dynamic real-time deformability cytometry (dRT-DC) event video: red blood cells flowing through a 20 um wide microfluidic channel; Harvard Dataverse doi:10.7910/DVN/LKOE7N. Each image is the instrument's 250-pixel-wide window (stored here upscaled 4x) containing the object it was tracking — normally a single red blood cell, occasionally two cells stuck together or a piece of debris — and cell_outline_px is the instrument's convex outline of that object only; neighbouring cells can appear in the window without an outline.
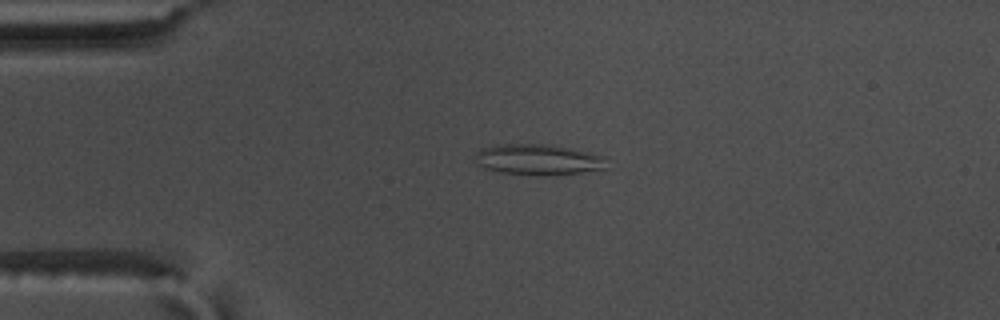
{"species": "common noctule bat (a hibernating species)", "species_latin": "Nyctalus noctula", "temperature_condition": "warm", "stored_images_in_passage": 56, "camera_frame_rate_fps": 3000, "um_per_image_px": 0.085, "animal": {"sex": "male", "body_mass_g": 17.5, "forearm_length_mm": 52.3}, "frame": {"image": 1, "passage_image": 13, "time_ms": 4.0, "image_size_px": [1000, 320], "cell_outline_px": [[608, 156], [604, 168], [556, 176], [536, 176], [500, 172], [484, 168], [476, 160], [476, 152], [480, 148], [496, 144], [552, 144], [572, 148]], "centroid_in_image_um": [45.77, 13.56], "position_along_channel_um": 39.2, "area_um2": 24.04}}
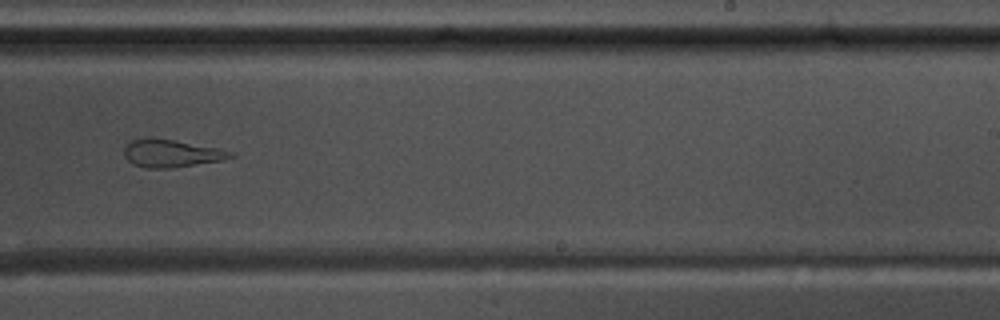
{"frame": {"image": 2, "passage_image": 35, "time_ms": 11.333, "image_size_px": [1000, 320], "cell_outline_px": [[236, 156], [224, 160], [172, 168], [148, 168], [132, 164], [124, 156], [124, 148], [132, 140], [172, 140], [216, 148], [232, 152]], "centroid_in_image_um": [14.59, 13.08], "position_along_channel_um": 274.4, "area_um2": 16.53}}
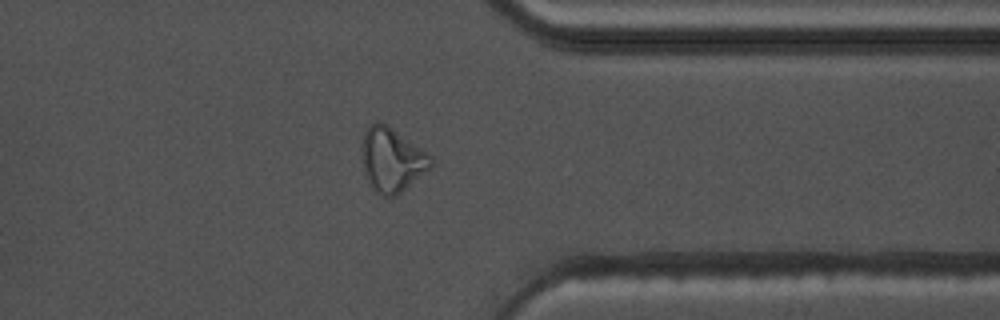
{"frame": {"image": 3, "passage_image": 44, "time_ms": 14.333, "image_size_px": [1000, 320], "cell_outline_px": [[432, 168], [400, 192], [392, 196], [384, 196], [376, 192], [372, 188], [364, 172], [360, 152], [360, 144], [364, 132], [376, 120], [388, 124], [428, 152], [432, 156]], "centroid_in_image_um": [33.3, 13.54], "position_along_channel_um": 378.1, "area_um2": 26.13}, "authors_computed_cell_mechanics": {"area_um2": 22.6287, "velocity_mm_per_s": 3.6417, "shape_relaxation_time_tau1_ms": null, "shape_relaxation_time_tau2_ms": 2.4146, "deformation_change_tau1": null, "deformation_change_tau2": 0.1166}}